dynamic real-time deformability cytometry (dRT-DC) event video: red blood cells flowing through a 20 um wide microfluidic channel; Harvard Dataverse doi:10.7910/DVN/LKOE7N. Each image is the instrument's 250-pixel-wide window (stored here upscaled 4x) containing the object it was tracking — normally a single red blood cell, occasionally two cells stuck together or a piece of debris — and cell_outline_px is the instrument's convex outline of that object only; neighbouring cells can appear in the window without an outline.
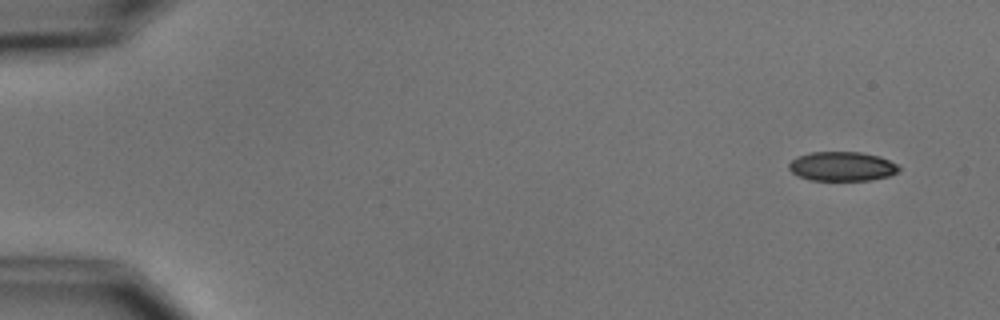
{"species": "common noctule bat (a hibernating species)", "species_latin": "Nyctalus noctula", "temperature_condition": "cold", "stored_images_in_passage": 5, "camera_frame_rate_fps": 3000, "um_per_image_px": 0.085, "animal": {"sex": "male", "body_mass_g": 15.6}, "frame": {"image": 1, "passage_image": 1, "time_ms": 0.0, "image_size_px": [1000, 320], "cell_outline_px": [[900, 168], [896, 172], [888, 176], [872, 180], [812, 180], [800, 176], [792, 172], [788, 168], [788, 164], [796, 156], [812, 152], [860, 152], [880, 156], [896, 164]], "centroid_in_image_um": [71.56, 14.13], "position_along_channel_um": 13.4, "area_um2": 18.67}}
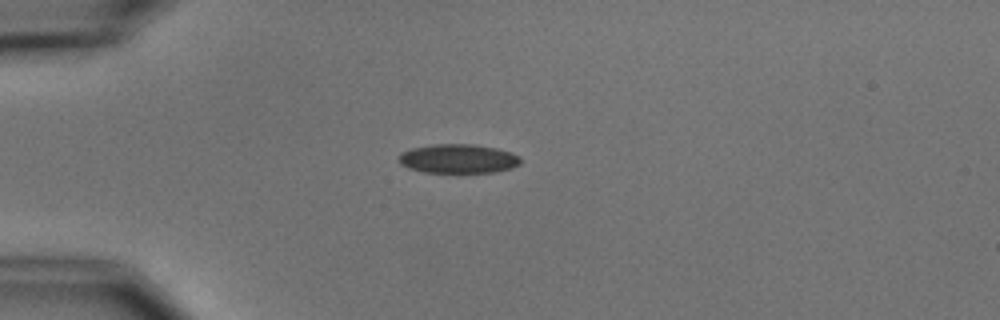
{"frame": {"image": 2, "passage_image": 4, "time_ms": 3.667, "image_size_px": [1000, 320], "cell_outline_px": [[520, 164], [512, 168], [496, 172], [424, 172], [408, 168], [400, 164], [396, 160], [400, 152], [412, 148], [432, 144], [472, 144], [496, 148], [512, 152], [520, 156]], "centroid_in_image_um": [38.92, 13.48], "position_along_channel_um": 46.1, "area_um2": 20.87}}